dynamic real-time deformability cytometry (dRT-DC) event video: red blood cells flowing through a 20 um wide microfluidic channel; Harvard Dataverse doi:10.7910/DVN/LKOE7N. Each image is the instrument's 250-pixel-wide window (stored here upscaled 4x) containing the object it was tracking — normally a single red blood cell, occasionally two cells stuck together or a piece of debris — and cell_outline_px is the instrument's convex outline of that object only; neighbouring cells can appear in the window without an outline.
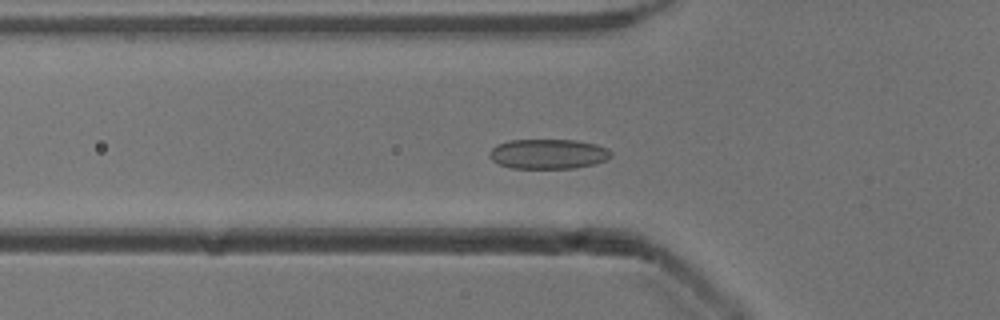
{"species": "common noctule bat (a hibernating species)", "species_latin": "Nyctalus noctula", "temperature_condition": "cold", "stored_images_in_passage": 46, "camera_frame_rate_fps": 3000, "um_per_image_px": 0.085, "animal": {"sex": "male", "body_mass_g": 13.3}, "frame": {"image": 1, "passage_image": 10, "time_ms": 3.0, "image_size_px": [1000, 320], "cell_outline_px": [[612, 156], [596, 164], [576, 168], [512, 168], [500, 164], [492, 160], [488, 156], [488, 152], [496, 144], [508, 140], [576, 140], [596, 144], [608, 148], [612, 152]], "centroid_in_image_um": [46.6, 13.08], "position_along_channel_um": 79.2, "area_um2": 21.33}}
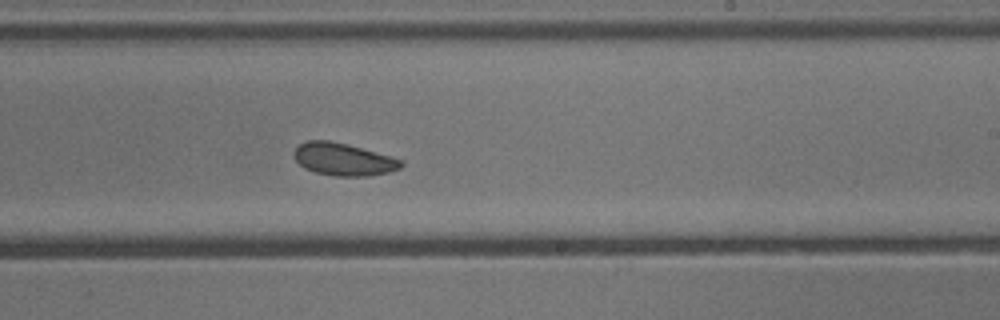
{"frame": {"image": 2, "passage_image": 24, "time_ms": 7.667, "image_size_px": [1000, 320], "cell_outline_px": [[404, 164], [400, 168], [388, 172], [368, 176], [332, 176], [316, 172], [304, 168], [292, 156], [292, 152], [300, 144], [308, 140], [328, 140], [348, 144], [392, 156], [404, 160]], "centroid_in_image_um": [29.2, 13.54], "position_along_channel_um": 259.8, "area_um2": 20.46}}
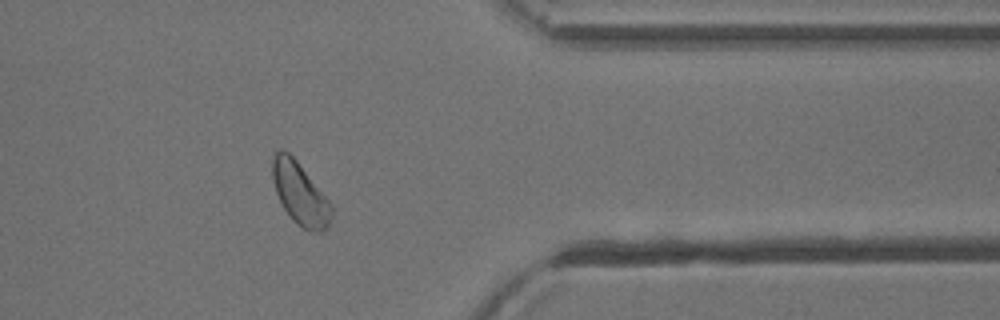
{"frame": {"image": 3, "passage_image": 35, "time_ms": 11.333, "image_size_px": [1000, 320], "cell_outline_px": [[332, 216], [324, 232], [316, 232], [304, 228], [296, 224], [292, 220], [284, 208], [276, 192], [272, 176], [272, 160], [276, 152], [280, 148], [288, 152], [296, 160], [332, 204]], "centroid_in_image_um": [25.5, 16.47], "position_along_channel_um": 385.9, "area_um2": 21.15}, "authors_computed_cell_mechanics": {"area_um2": 21.0392, "velocity_mm_per_s": 3.8549, "shape_relaxation_time_tau1_ms": null, "shape_relaxation_time_tau2_ms": 5.3136, "deformation_change_tau1": null, "deformation_change_tau2": 0.0959}}